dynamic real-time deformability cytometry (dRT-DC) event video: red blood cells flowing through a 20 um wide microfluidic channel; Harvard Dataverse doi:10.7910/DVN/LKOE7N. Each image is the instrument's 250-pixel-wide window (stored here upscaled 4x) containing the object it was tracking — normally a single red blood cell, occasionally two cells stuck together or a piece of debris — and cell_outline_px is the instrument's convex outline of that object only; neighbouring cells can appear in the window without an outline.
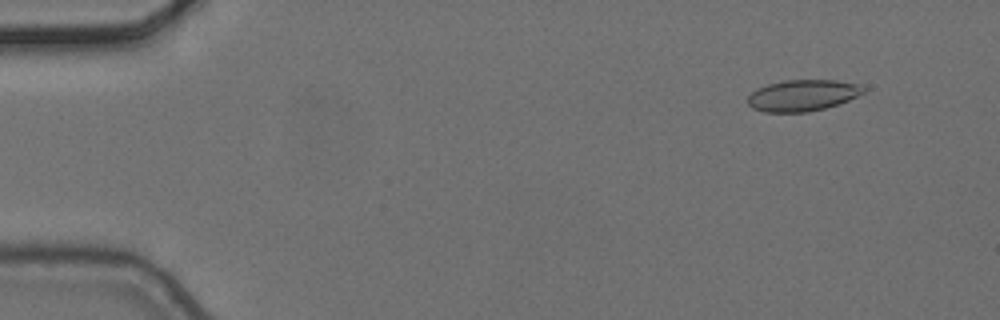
{"species": "common noctule bat (a hibernating species)", "species_latin": "Nyctalus noctula", "temperature_condition": "cold", "stored_images_in_passage": 5, "camera_frame_rate_fps": 3000, "um_per_image_px": 0.085, "animal": {"sex": "female", "body_mass_g": 24.6, "forearm_length_mm": 56.2}, "frame": {"image": 1, "passage_image": 1, "time_ms": 0.0, "image_size_px": [1000, 320], "cell_outline_px": [[864, 92], [840, 104], [808, 112], [764, 112], [752, 108], [748, 104], [748, 96], [756, 88], [768, 84], [784, 80], [836, 80], [856, 84], [864, 88]], "centroid_in_image_um": [68.18, 8.11], "position_along_channel_um": 16.8, "area_um2": 21.04}}
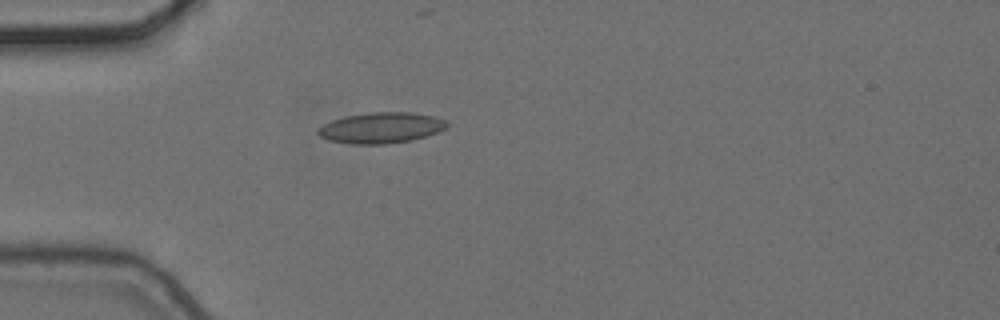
{"frame": {"image": 2, "passage_image": 4, "time_ms": 1.0, "image_size_px": [1000, 320], "cell_outline_px": [[448, 128], [412, 140], [388, 144], [352, 144], [328, 140], [320, 136], [316, 132], [316, 128], [332, 120], [344, 116], [368, 112], [412, 112], [432, 116], [444, 120], [448, 124]], "centroid_in_image_um": [32.35, 10.86], "position_along_channel_um": 52.6, "area_um2": 23.24}}